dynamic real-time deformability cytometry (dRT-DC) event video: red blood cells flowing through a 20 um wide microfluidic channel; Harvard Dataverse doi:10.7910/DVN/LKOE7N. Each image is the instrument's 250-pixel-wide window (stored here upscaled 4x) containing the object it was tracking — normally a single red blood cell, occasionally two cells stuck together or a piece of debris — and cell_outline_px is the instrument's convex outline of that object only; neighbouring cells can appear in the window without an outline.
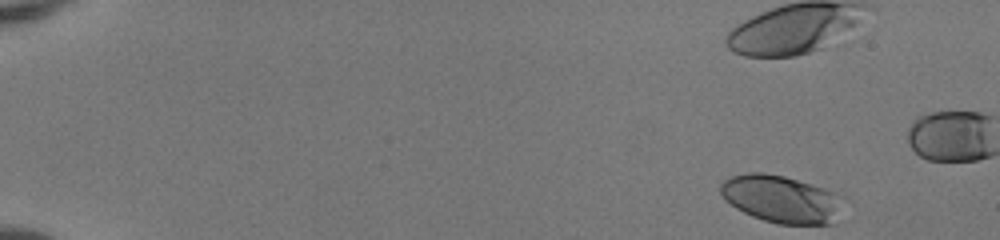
{"species": "human", "species_latin": "Homo sapiens", "temperature_condition": "room temperature", "stored_images_in_passage": 19, "camera_frame_rate_fps": 3000, "um_per_image_px": 0.085, "donor": {"sex": "female"}, "frame": {"image": 1, "passage_image": 1, "time_ms": 0.0, "image_size_px": [1000, 240], "cell_outline_px": [[844, 196], [836, 224], [776, 224], [752, 216], [736, 208], [724, 200], [720, 192], [720, 184], [724, 180], [732, 176], [748, 172], [764, 172], [784, 176], [812, 184], [836, 192]], "centroid_in_image_um": [66.43, 16.92], "position_along_channel_um": 18.6, "area_um2": 34.33}}